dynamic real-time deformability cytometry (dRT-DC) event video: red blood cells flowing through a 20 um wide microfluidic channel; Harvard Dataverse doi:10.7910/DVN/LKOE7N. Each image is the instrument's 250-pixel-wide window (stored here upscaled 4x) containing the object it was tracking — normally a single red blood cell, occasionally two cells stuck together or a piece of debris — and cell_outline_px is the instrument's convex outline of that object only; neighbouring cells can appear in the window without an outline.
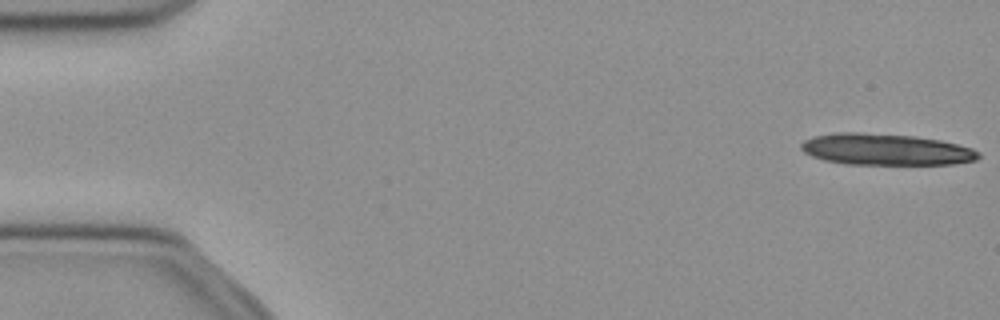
{"species": "common noctule bat (a hibernating species)", "species_latin": "Nyctalus noctula", "temperature_condition": "cold", "stored_images_in_passage": 14, "camera_frame_rate_fps": 3000, "um_per_image_px": 0.085, "animal": {"sex": "female", "body_mass_g": 21.9}, "frame": {"image": 1, "passage_image": 1, "time_ms": 0.0, "image_size_px": [1000, 320], "cell_outline_px": [[980, 156], [976, 160], [952, 164], [844, 164], [824, 160], [812, 156], [804, 152], [800, 148], [800, 144], [804, 140], [812, 136], [836, 132], [860, 132], [916, 136], [940, 140], [972, 148], [980, 152]], "centroid_in_image_um": [75.26, 12.69], "position_along_channel_um": 9.7, "area_um2": 32.66}}